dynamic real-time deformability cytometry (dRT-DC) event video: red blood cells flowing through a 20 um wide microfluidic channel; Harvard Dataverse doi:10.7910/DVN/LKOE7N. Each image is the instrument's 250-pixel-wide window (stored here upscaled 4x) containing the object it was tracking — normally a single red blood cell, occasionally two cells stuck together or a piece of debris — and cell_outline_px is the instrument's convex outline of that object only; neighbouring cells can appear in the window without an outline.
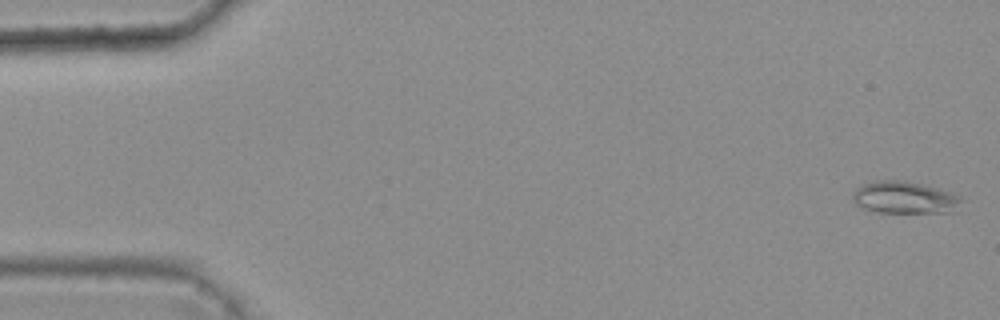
{"species": "common noctule bat (a hibernating species)", "species_latin": "Nyctalus noctula", "temperature_condition": "warm", "stored_images_in_passage": 5, "camera_frame_rate_fps": 3000, "um_per_image_px": 0.085, "animal": {"sex": "female", "body_mass_g": 25.1}, "frame": {"image": 1, "passage_image": 1, "time_ms": 0.0, "image_size_px": [1000, 320], "cell_outline_px": [[960, 212], [876, 212], [864, 208], [856, 204], [852, 200], [852, 192], [856, 188], [864, 184], [876, 180], [904, 180], [952, 192], [960, 196]], "centroid_in_image_um": [76.9, 16.79], "position_along_channel_um": 8.1, "area_um2": 20.46}}
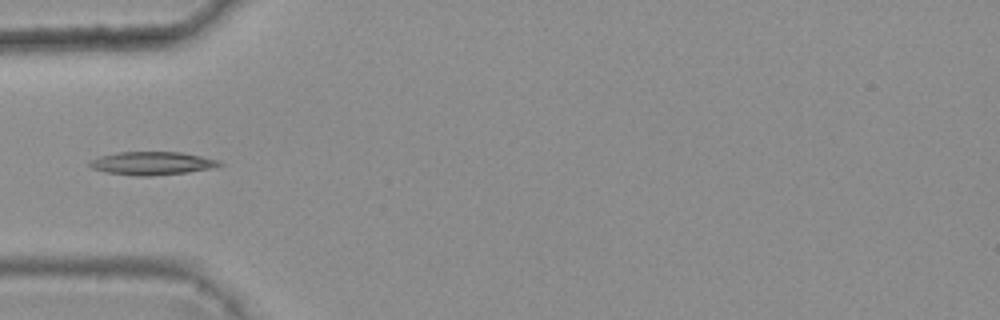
{"frame": {"image": 2, "passage_image": 5, "time_ms": 1.333, "image_size_px": [1000, 320], "cell_outline_px": [[224, 164], [216, 168], [188, 172], [148, 176], [136, 176], [104, 172], [92, 168], [88, 164], [88, 160], [100, 156], [116, 152], [180, 152], [220, 160]], "centroid_in_image_um": [12.92, 13.88], "position_along_channel_um": 72.1, "area_um2": 17.74}}